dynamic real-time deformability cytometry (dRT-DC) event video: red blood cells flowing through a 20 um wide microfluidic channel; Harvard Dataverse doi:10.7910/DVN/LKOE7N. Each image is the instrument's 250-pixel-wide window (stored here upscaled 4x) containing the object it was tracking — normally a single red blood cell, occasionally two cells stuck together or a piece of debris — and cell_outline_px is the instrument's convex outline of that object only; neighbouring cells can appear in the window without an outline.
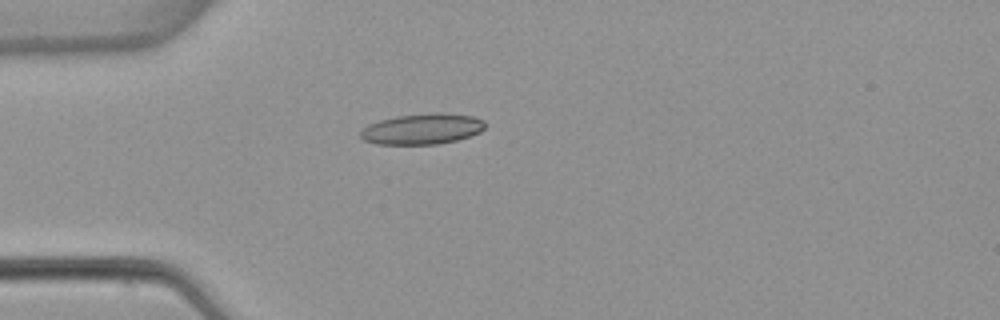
{"species": "common noctule bat (a hibernating species)", "species_latin": "Nyctalus noctula", "temperature_condition": "warm", "stored_images_in_passage": 4, "camera_frame_rate_fps": 3000, "um_per_image_px": 0.085, "animal": {"sex": "female", "body_mass_g": 22.7, "forearm_length_mm": 54.2}, "frame": {"image": 1, "passage_image": 4, "time_ms": 4.333, "image_size_px": [1000, 320], "cell_outline_px": [[488, 124], [480, 132], [456, 140], [436, 144], [376, 144], [364, 140], [360, 136], [360, 132], [368, 124], [380, 120], [396, 116], [472, 116], [484, 120]], "centroid_in_image_um": [35.84, 11.02], "position_along_channel_um": 49.2, "area_um2": 21.15}}